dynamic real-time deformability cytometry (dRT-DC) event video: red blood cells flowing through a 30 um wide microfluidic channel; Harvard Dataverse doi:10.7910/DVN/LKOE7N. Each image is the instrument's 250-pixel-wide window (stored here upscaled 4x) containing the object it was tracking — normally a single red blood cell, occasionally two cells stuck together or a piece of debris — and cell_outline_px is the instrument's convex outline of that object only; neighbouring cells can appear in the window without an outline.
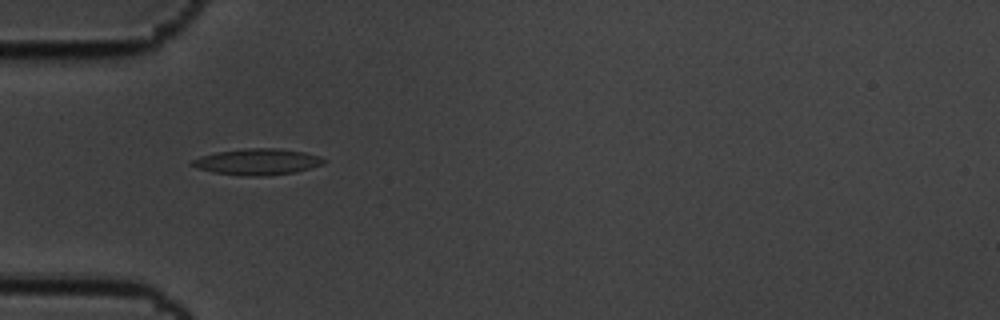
{"species": "common noctule bat (a hibernating species)", "species_latin": "Nyctalus noctula", "temperature_condition": "cold", "stored_images_in_passage": 41, "camera_frame_rate_fps": 3000, "um_per_image_px": 0.085, "animal": {"sex": "male", "body_mass_g": 19.5, "forearm_length_mm": 54.6}, "frame": {"image": 1, "passage_image": 1, "time_ms": 0.0, "image_size_px": [1000, 320], "cell_outline_px": [[328, 160], [324, 164], [296, 172], [260, 176], [244, 176], [212, 172], [196, 168], [188, 164], [192, 160], [200, 156], [216, 152], [244, 148], [280, 148], [304, 152], [320, 156]], "centroid_in_image_um": [21.87, 13.75], "position_along_channel_um": 63.1, "area_um2": 20.35}}
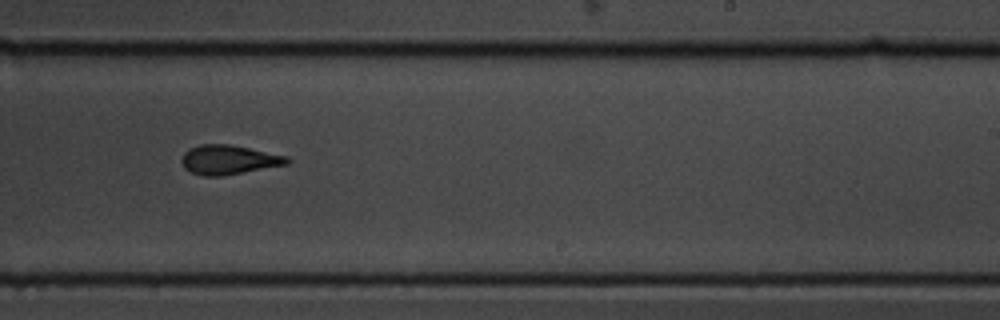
{"frame": {"image": 2, "passage_image": 19, "time_ms": 6.0, "image_size_px": [1000, 320], "cell_outline_px": [[292, 160], [288, 164], [224, 176], [204, 176], [192, 172], [184, 168], [180, 160], [184, 152], [188, 148], [200, 144], [228, 144], [288, 156]], "centroid_in_image_um": [19.43, 13.58], "position_along_channel_um": 269.6, "area_um2": 18.15}}
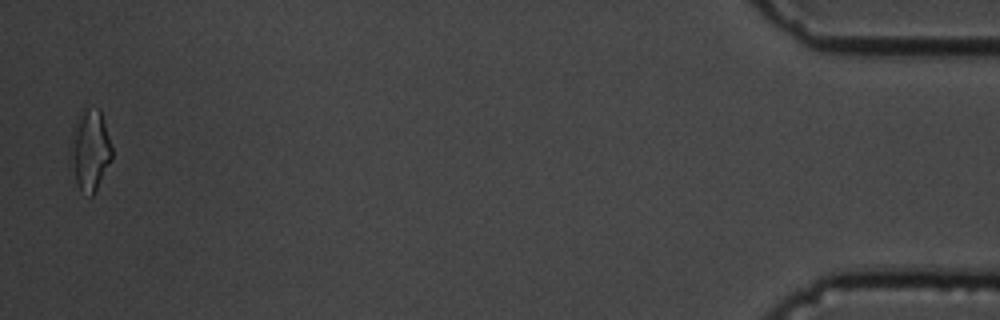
{"frame": {"image": 3, "passage_image": 40, "time_ms": 13.0, "image_size_px": [1000, 320], "cell_outline_px": [[112, 160], [92, 196], [88, 196], [80, 192], [68, 156], [68, 152], [72, 128], [76, 120], [84, 108], [100, 108], [112, 148]], "centroid_in_image_um": [7.62, 12.76], "position_along_channel_um": 427.6, "area_um2": 19.88}, "authors_computed_cell_mechanics": {"area_um2": 18.3226, "velocity_mm_per_s": 3.4779, "shape_relaxation_time_tau1_ms": 4.0599, "shape_relaxation_time_tau2_ms": 2.3273, "deformation_change_tau1": 0.1413, "deformation_change_tau2": 0.1016}}